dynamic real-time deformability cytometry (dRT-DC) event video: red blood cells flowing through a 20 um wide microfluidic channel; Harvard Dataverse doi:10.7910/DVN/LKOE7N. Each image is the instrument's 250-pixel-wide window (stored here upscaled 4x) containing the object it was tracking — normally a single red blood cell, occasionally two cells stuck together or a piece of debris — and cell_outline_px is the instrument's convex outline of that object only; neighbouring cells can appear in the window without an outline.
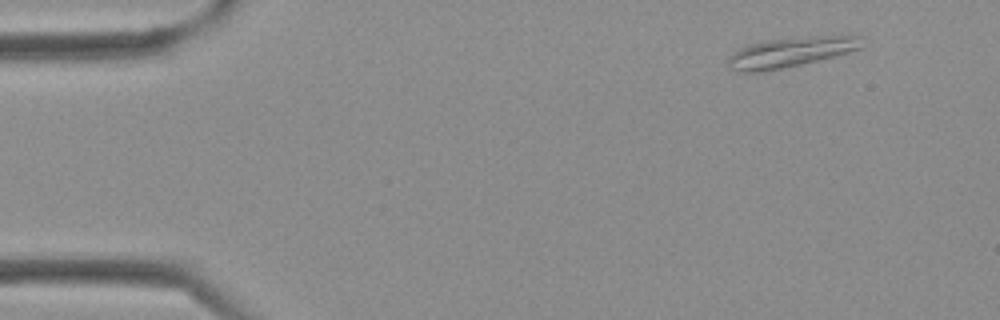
{"species": "Egyptian fruit bat (a non-hibernating species)", "species_latin": "Rousettus aegyptiacus", "temperature_condition": "cold", "stored_images_in_passage": 36, "camera_frame_rate_fps": 3000, "um_per_image_px": 0.085, "frame": {"image": 1, "passage_image": 1, "time_ms": 0.0, "image_size_px": [1000, 320], "cell_outline_px": [[864, 36], [860, 48], [836, 56], [784, 68], [764, 72], [744, 72], [728, 68], [728, 56], [732, 52], [748, 44], [764, 40], [804, 36], [860, 32]], "centroid_in_image_um": [67.31, 4.38], "position_along_channel_um": 17.7, "area_um2": 24.45}}
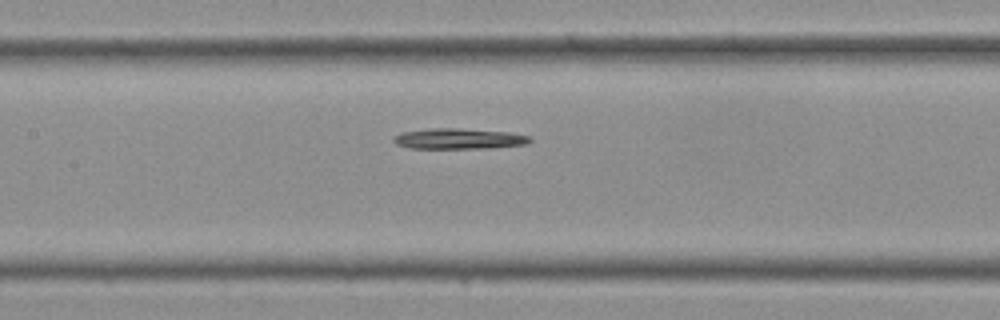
{"frame": {"image": 2, "passage_image": 15, "time_ms": 4.667, "image_size_px": [1000, 320], "cell_outline_px": [[532, 140], [528, 144], [488, 148], [408, 148], [396, 144], [392, 140], [396, 136], [404, 132], [432, 128], [460, 128], [508, 132], [528, 136]], "centroid_in_image_um": [39.02, 11.79], "position_along_channel_um": 168.4, "area_um2": 16.24}}
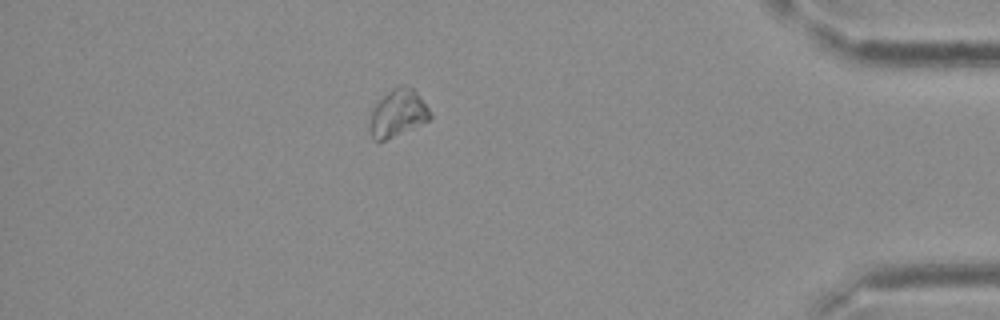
{"frame": {"image": 3, "passage_image": 31, "time_ms": 10.0, "image_size_px": [1000, 320], "cell_outline_px": [[432, 116], [428, 120], [412, 128], [384, 140], [376, 140], [372, 136], [368, 128], [368, 124], [372, 108], [392, 88], [400, 84], [412, 88], [420, 96], [428, 108]], "centroid_in_image_um": [33.79, 9.61], "position_along_channel_um": 401.4, "area_um2": 16.36}}